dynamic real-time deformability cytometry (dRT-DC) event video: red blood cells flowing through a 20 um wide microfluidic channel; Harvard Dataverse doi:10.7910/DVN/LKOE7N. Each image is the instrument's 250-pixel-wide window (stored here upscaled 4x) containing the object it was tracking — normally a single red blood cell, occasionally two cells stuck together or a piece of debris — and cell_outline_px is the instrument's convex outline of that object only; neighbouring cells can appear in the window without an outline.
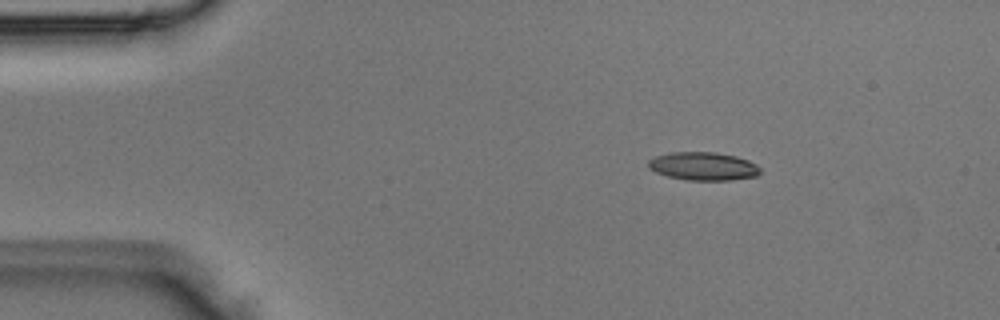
{"species": "Egyptian fruit bat (a non-hibernating species)", "species_latin": "Rousettus aegyptiacus", "temperature_condition": "room temperature", "stored_images_in_passage": 4, "camera_frame_rate_fps": 3000, "um_per_image_px": 0.085, "animal": {"sex": "male"}, "frame": {"image": 1, "passage_image": 1, "time_ms": 0.0, "image_size_px": [1000, 320], "cell_outline_px": [[760, 172], [756, 176], [732, 180], [688, 180], [668, 176], [656, 172], [648, 168], [648, 160], [656, 156], [668, 152], [716, 152], [736, 156], [748, 160], [756, 164], [760, 168]], "centroid_in_image_um": [59.77, 14.12], "position_along_channel_um": 25.2, "area_um2": 18.44}}
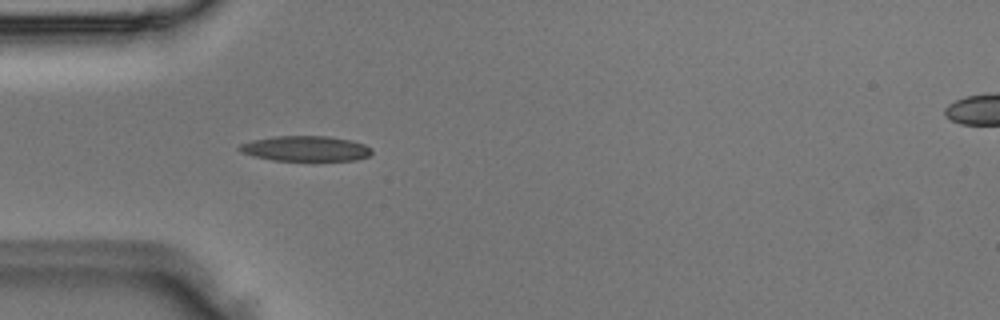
{"frame": {"image": 2, "passage_image": 3, "time_ms": 0.667, "image_size_px": [1000, 320], "cell_outline_px": [[372, 152], [368, 156], [356, 160], [272, 160], [252, 156], [240, 152], [236, 148], [240, 144], [252, 140], [272, 136], [328, 136], [352, 140], [364, 144], [372, 148]], "centroid_in_image_um": [25.94, 12.62], "position_along_channel_um": 59.1, "area_um2": 19.59}}